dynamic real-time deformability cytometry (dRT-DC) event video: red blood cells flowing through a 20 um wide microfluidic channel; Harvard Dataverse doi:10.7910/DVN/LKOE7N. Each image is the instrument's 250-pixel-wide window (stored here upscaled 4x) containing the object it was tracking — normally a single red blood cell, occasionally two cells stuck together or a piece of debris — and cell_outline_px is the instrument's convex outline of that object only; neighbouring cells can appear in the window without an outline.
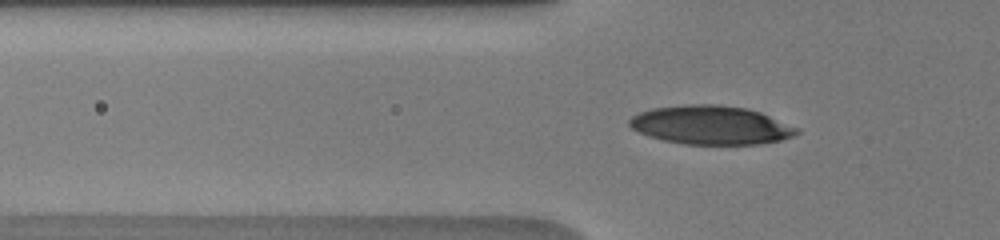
{"species": "human", "species_latin": "Homo sapiens", "temperature_condition": "warm", "stored_images_in_passage": 48, "camera_frame_rate_fps": 3000, "um_per_image_px": 0.085, "donor": {"sex": "male"}, "frame": {"image": 1, "passage_image": 18, "time_ms": 5.667, "image_size_px": [1000, 240], "cell_outline_px": [[800, 132], [792, 136], [780, 140], [760, 144], [684, 144], [664, 140], [648, 136], [632, 128], [628, 124], [628, 120], [632, 116], [640, 112], [652, 108], [688, 104], [720, 104], [748, 108], [760, 112], [800, 128]], "centroid_in_image_um": [60.44, 10.62], "position_along_channel_um": 65.4, "area_um2": 37.86}}
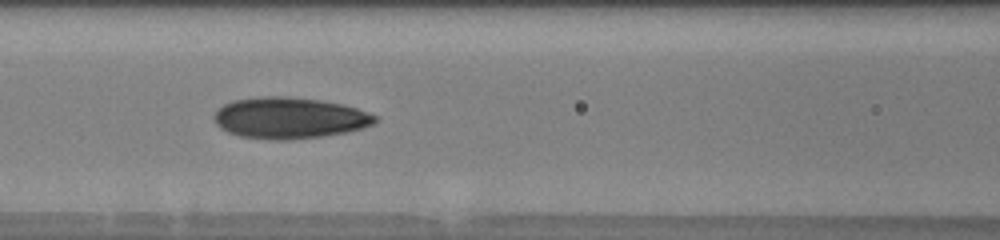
{"frame": {"image": 2, "passage_image": 24, "time_ms": 7.667, "image_size_px": [1000, 240], "cell_outline_px": [[376, 120], [372, 124], [348, 132], [324, 136], [284, 140], [276, 140], [240, 136], [228, 132], [220, 128], [216, 124], [212, 116], [224, 104], [232, 100], [260, 96], [288, 96], [320, 100], [340, 104], [356, 108], [368, 112], [376, 116]], "centroid_in_image_um": [24.56, 10.02], "position_along_channel_um": 142.0, "area_um2": 38.61}}
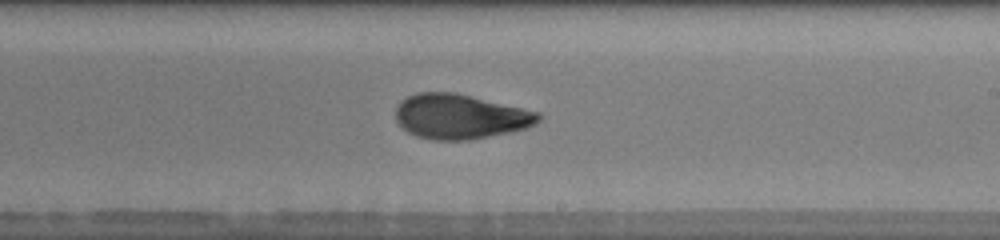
{"frame": {"image": 3, "passage_image": 32, "time_ms": 10.333, "image_size_px": [1000, 240], "cell_outline_px": [[540, 120], [536, 124], [524, 128], [508, 132], [472, 140], [432, 140], [416, 136], [408, 132], [396, 120], [396, 108], [400, 100], [416, 92], [456, 92], [540, 112]], "centroid_in_image_um": [39.1, 9.9], "position_along_channel_um": 249.9, "area_um2": 37.34}}